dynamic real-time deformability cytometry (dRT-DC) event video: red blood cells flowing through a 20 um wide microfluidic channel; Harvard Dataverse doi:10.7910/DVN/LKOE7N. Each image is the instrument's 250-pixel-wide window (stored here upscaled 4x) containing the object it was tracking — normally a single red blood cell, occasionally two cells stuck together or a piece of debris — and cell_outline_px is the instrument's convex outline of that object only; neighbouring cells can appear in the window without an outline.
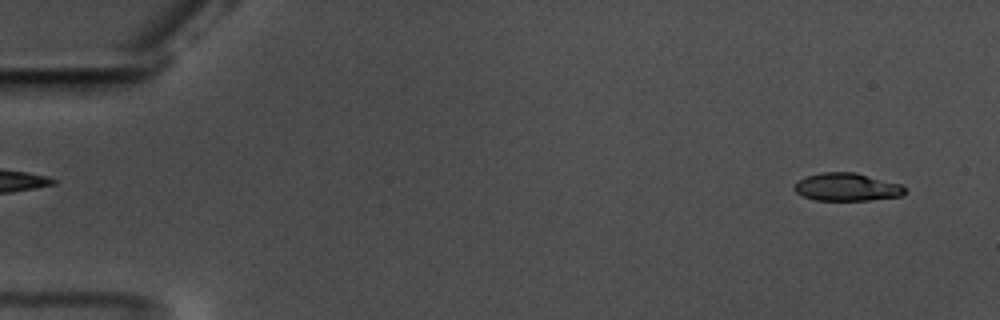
{"species": "common noctule bat (a hibernating species)", "species_latin": "Nyctalus noctula", "temperature_condition": "warm", "stored_images_in_passage": 57, "camera_frame_rate_fps": 3000, "um_per_image_px": 0.085, "animal": {"sex": "male", "body_mass_g": 17.5, "forearm_length_mm": 52.3}, "frame": {"image": 1, "passage_image": 3, "time_ms": 0.667, "image_size_px": [1000, 320], "cell_outline_px": [[904, 192], [900, 196], [868, 200], [816, 200], [804, 196], [796, 192], [792, 188], [792, 184], [796, 180], [804, 176], [820, 172], [856, 172], [900, 184], [904, 188]], "centroid_in_image_um": [71.89, 15.88], "position_along_channel_um": 13.1, "area_um2": 18.03}}
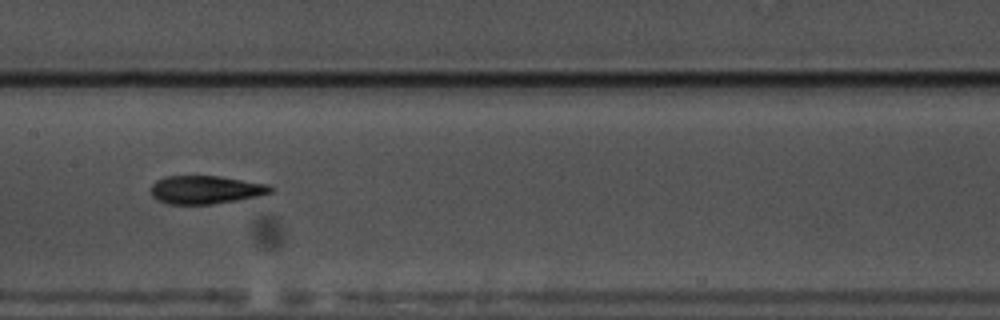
{"frame": {"image": 2, "passage_image": 29, "time_ms": 9.333, "image_size_px": [1000, 320], "cell_outline_px": [[276, 188], [272, 192], [256, 196], [236, 200], [212, 204], [168, 204], [156, 200], [152, 196], [152, 184], [156, 180], [164, 176], [220, 176], [268, 184]], "centroid_in_image_um": [17.47, 16.12], "position_along_channel_um": 189.9, "area_um2": 19.71}}
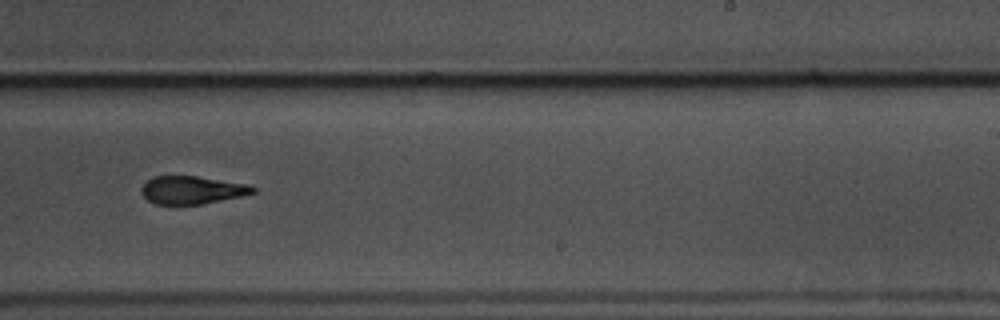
{"frame": {"image": 3, "passage_image": 36, "time_ms": 11.667, "image_size_px": [1000, 320], "cell_outline_px": [[256, 192], [240, 196], [200, 204], [152, 204], [140, 192], [140, 188], [152, 176], [196, 176], [248, 184], [256, 188]], "centroid_in_image_um": [16.28, 16.14], "position_along_channel_um": 272.7, "area_um2": 18.03}, "authors_computed_cell_mechanics": {"area_um2": 19.074, "velocity_mm_per_s": 3.5616, "shape_relaxation_time_tau1_ms": 7.6084, "shape_relaxation_time_tau2_ms": 2.4261, "deformation_change_tau1": 0.2128, "deformation_change_tau2": 0.1054}}